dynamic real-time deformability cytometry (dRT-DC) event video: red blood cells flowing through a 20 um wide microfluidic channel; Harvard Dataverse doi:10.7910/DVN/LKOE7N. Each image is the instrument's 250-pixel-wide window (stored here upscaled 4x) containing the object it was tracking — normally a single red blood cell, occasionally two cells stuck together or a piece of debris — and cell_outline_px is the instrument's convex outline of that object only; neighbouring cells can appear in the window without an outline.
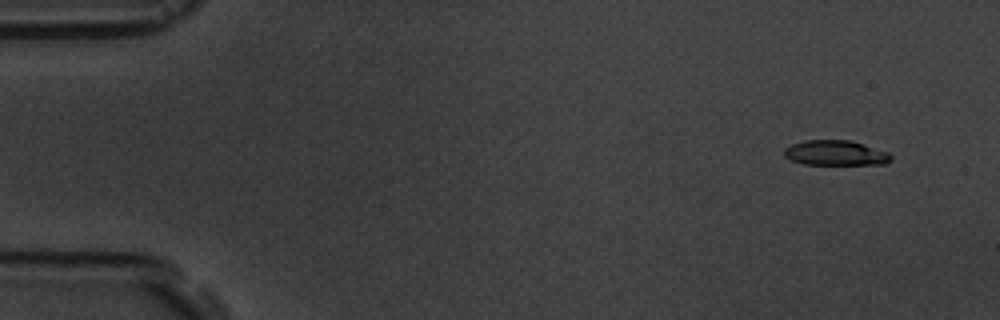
{"species": "common noctule bat (a hibernating species)", "species_latin": "Nyctalus noctula", "temperature_condition": "room temperature", "stored_images_in_passage": 5, "camera_frame_rate_fps": 3000, "um_per_image_px": 0.085, "animal": {"sex": "male", "body_mass_g": 19.5, "forearm_length_mm": 54.6}, "frame": {"image": 1, "passage_image": 2, "time_ms": 1.333, "image_size_px": [1000, 320], "cell_outline_px": [[892, 160], [884, 164], [804, 164], [792, 160], [784, 156], [784, 148], [792, 144], [804, 140], [852, 140], [888, 152], [892, 156]], "centroid_in_image_um": [71.03, 12.99], "position_along_channel_um": 14.0, "area_um2": 15.61}}
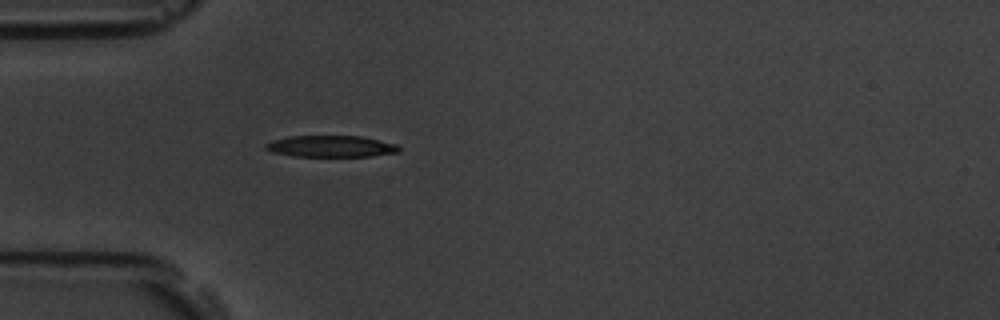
{"frame": {"image": 2, "passage_image": 5, "time_ms": 5.667, "image_size_px": [1000, 320], "cell_outline_px": [[400, 152], [372, 156], [292, 156], [272, 152], [264, 148], [264, 144], [272, 140], [288, 136], [360, 136], [400, 144]], "centroid_in_image_um": [28.15, 12.43], "position_along_channel_um": 56.9, "area_um2": 16.88}}